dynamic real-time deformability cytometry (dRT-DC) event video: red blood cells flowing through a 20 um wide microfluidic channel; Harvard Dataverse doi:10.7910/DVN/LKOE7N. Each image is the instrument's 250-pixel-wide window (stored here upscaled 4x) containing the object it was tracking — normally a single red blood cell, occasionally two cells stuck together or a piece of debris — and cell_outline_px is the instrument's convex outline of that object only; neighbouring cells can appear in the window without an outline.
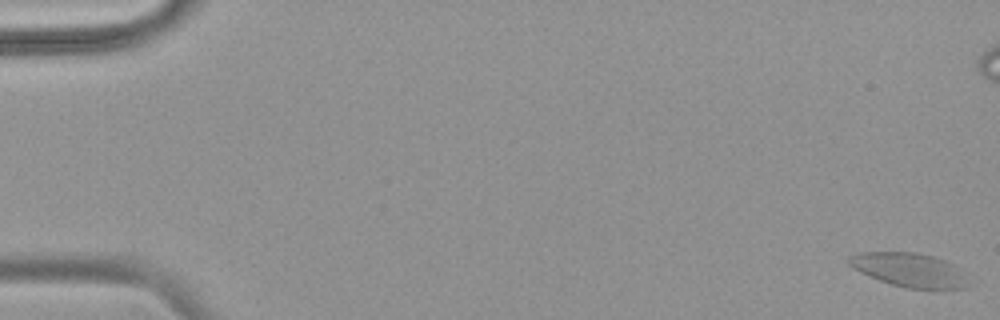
{"species": "common noctule bat (a hibernating species)", "species_latin": "Nyctalus noctula", "temperature_condition": "warm", "stored_images_in_passage": 16, "camera_frame_rate_fps": 3000, "um_per_image_px": 0.085, "animal": {"sex": "female", "body_mass_g": 18.4}, "frame": {"image": 1, "passage_image": 1, "time_ms": 0.0, "image_size_px": [1000, 320], "cell_outline_px": [[968, 288], [908, 288], [892, 284], [880, 280], [852, 268], [848, 264], [848, 256], [868, 252], [912, 252], [932, 256], [944, 260], [948, 264]], "centroid_in_image_um": [77.1, 22.92], "position_along_channel_um": 7.9, "area_um2": 22.14}}